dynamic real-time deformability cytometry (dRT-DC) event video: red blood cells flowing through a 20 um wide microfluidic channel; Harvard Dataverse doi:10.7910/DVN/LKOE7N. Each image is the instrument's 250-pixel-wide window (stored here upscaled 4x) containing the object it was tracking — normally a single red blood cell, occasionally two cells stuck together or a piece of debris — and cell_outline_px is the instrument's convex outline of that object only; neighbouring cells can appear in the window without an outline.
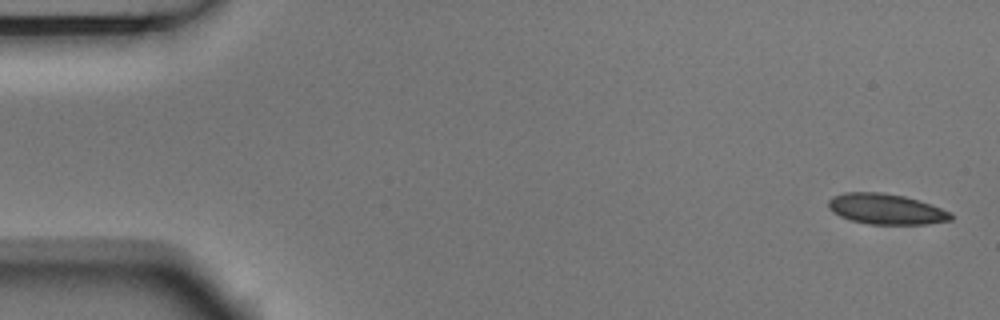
{"species": "Egyptian fruit bat (a non-hibernating species)", "species_latin": "Rousettus aegyptiacus", "temperature_condition": "room temperature", "stored_images_in_passage": 4, "camera_frame_rate_fps": 3000, "um_per_image_px": 0.085, "animal": {"sex": "male"}, "frame": {"image": 1, "passage_image": 1, "time_ms": 0.0, "image_size_px": [1000, 320], "cell_outline_px": [[952, 220], [928, 224], [868, 224], [852, 220], [840, 216], [832, 212], [828, 208], [828, 200], [832, 196], [844, 192], [884, 192], [904, 196], [952, 212]], "centroid_in_image_um": [75.28, 17.77], "position_along_channel_um": 9.7, "area_um2": 21.79}}
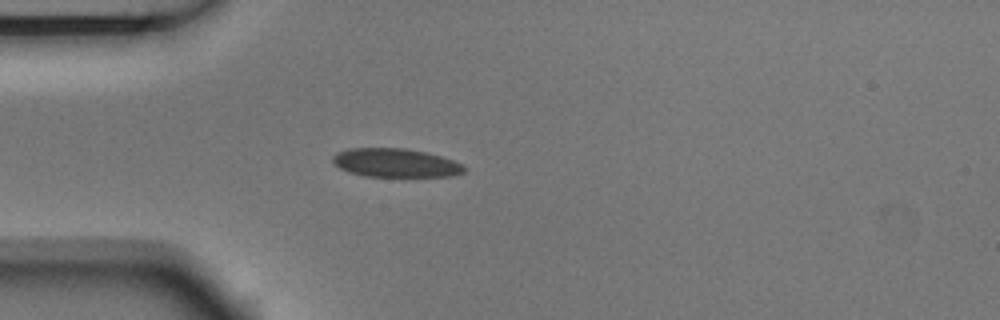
{"frame": {"image": 2, "passage_image": 4, "time_ms": 1.0, "image_size_px": [1000, 320], "cell_outline_px": [[468, 168], [464, 172], [452, 176], [364, 176], [348, 172], [340, 168], [332, 160], [332, 156], [336, 152], [348, 148], [404, 148], [424, 152], [440, 156], [464, 164]], "centroid_in_image_um": [33.62, 13.84], "position_along_channel_um": 51.4, "area_um2": 21.96}}